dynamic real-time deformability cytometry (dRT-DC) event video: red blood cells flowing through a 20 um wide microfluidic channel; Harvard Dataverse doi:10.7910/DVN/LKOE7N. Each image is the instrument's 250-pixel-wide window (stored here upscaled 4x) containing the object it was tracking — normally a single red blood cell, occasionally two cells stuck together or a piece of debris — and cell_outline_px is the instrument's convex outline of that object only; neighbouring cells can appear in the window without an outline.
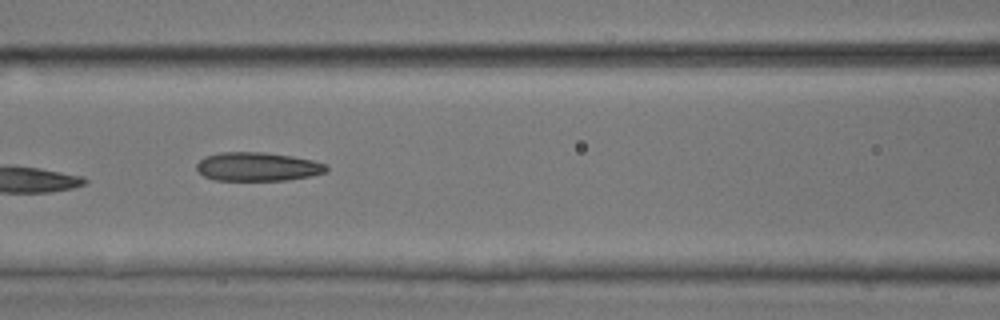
{"species": "common noctule bat (a hibernating species)", "species_latin": "Nyctalus noctula", "temperature_condition": "room temperature", "stored_images_in_passage": 9, "camera_frame_rate_fps": 3000, "um_per_image_px": 0.085, "animal": {"sex": "male", "body_mass_g": 17.9, "forearm_length_mm": 54.2}, "frame": {"image": 1, "passage_image": 7, "time_ms": 2.0, "image_size_px": [1000, 320], "cell_outline_px": [[328, 168], [324, 172], [312, 176], [288, 180], [212, 180], [204, 176], [196, 168], [196, 164], [204, 156], [220, 152], [264, 152], [292, 156], [312, 160], [324, 164]], "centroid_in_image_um": [21.86, 14.16], "position_along_channel_um": 144.7, "area_um2": 21.73}}
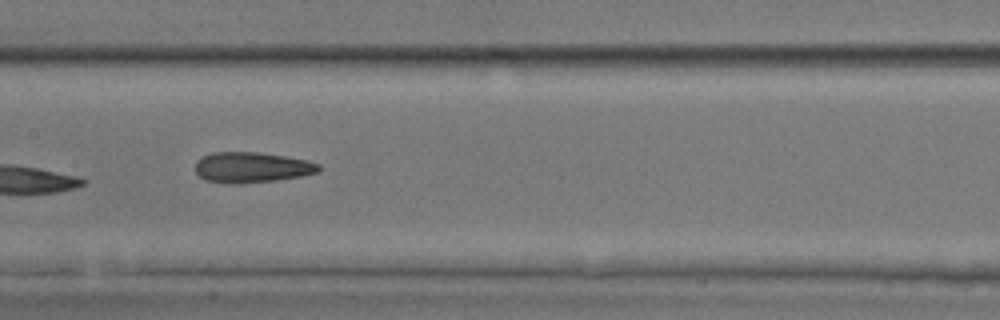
{"frame": {"image": 2, "passage_image": 8, "time_ms": 2.333, "image_size_px": [1000, 320], "cell_outline_px": [[320, 168], [316, 172], [300, 176], [276, 180], [236, 184], [228, 184], [204, 180], [196, 172], [196, 160], [200, 156], [212, 152], [260, 152], [284, 156], [304, 160], [320, 164]], "centroid_in_image_um": [21.32, 14.22], "position_along_channel_um": 186.1, "area_um2": 21.96}}